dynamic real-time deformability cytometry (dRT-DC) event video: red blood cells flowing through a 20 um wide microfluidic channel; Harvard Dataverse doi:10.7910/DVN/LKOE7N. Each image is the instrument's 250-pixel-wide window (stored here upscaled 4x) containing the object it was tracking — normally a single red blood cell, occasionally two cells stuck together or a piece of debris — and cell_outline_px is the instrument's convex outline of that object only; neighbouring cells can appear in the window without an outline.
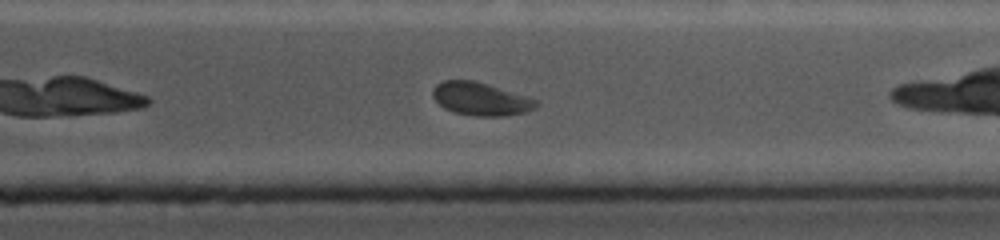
{"species": "common noctule bat (a hibernating species)", "species_latin": "Nyctalus noctula", "temperature_condition": "cold", "stored_images_in_passage": 24, "camera_frame_rate_fps": 5000, "um_per_image_px": 0.085, "animal": {"sex": "female", "body_mass_g": 19.0, "forearm_length_mm": 56.7}, "frame": {"image": 1, "passage_image": 21, "time_ms": 7.8, "image_size_px": [1000, 240], "cell_outline_px": [[540, 104], [536, 108], [524, 112], [504, 116], [472, 116], [456, 112], [444, 108], [432, 96], [432, 88], [436, 84], [444, 80], [472, 80], [488, 84], [528, 96], [536, 100]], "centroid_in_image_um": [40.87, 8.4], "position_along_channel_um": 370.5, "area_um2": 19.94}}